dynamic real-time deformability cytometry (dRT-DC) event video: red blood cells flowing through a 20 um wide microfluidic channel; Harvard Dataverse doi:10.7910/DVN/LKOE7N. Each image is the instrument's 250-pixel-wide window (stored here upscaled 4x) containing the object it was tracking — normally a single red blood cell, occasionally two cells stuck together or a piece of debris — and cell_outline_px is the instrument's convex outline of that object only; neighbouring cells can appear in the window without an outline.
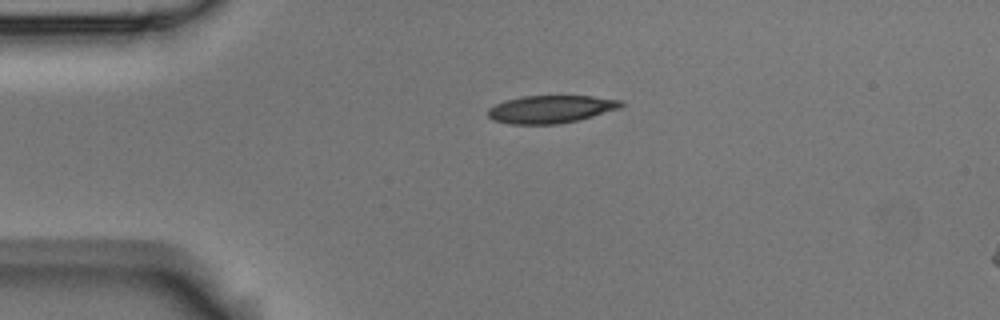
{"species": "Egyptian fruit bat (a non-hibernating species)", "species_latin": "Rousettus aegyptiacus", "temperature_condition": "room temperature", "stored_images_in_passage": 2, "camera_frame_rate_fps": 3000, "um_per_image_px": 0.085, "animal": {"sex": "male"}, "frame": {"image": 1, "passage_image": 1, "time_ms": 0.0, "image_size_px": [1000, 320], "cell_outline_px": [[624, 104], [620, 108], [592, 116], [576, 120], [556, 124], [512, 124], [492, 120], [488, 116], [488, 108], [496, 104], [508, 100], [524, 96], [592, 96], [620, 100]], "centroid_in_image_um": [46.81, 9.28], "position_along_channel_um": 38.2, "area_um2": 21.21}}